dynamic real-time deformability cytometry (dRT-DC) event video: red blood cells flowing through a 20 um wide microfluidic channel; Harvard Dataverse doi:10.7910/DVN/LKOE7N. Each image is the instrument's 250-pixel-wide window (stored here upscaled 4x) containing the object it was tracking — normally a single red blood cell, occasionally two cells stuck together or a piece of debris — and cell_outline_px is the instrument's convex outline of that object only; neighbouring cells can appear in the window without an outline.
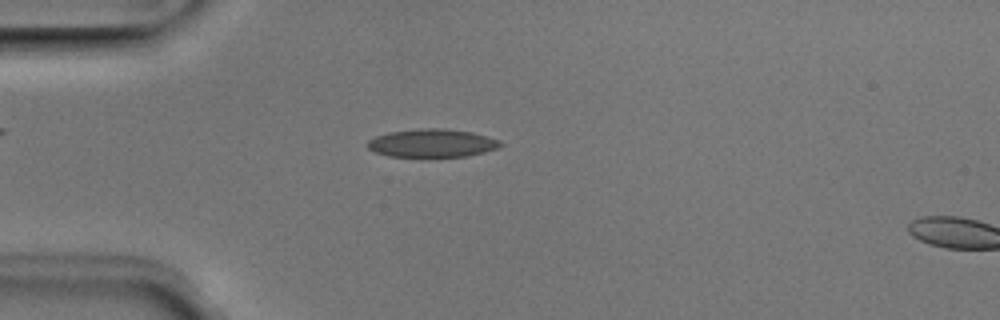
{"species": "Egyptian fruit bat (a non-hibernating species)", "species_latin": "Rousettus aegyptiacus", "temperature_condition": "room temperature", "stored_images_in_passage": 14, "camera_frame_rate_fps": 3000, "um_per_image_px": 0.085, "animal": {"sex": "male"}, "frame": {"image": 1, "passage_image": 12, "time_ms": 3.667, "image_size_px": [1000, 320], "cell_outline_px": [[504, 144], [496, 148], [484, 152], [468, 156], [428, 160], [424, 160], [388, 156], [376, 152], [368, 148], [368, 140], [376, 136], [388, 132], [416, 128], [444, 128], [472, 132], [488, 136], [500, 140]], "centroid_in_image_um": [36.72, 12.21], "position_along_channel_um": 48.3, "area_um2": 23.0}}